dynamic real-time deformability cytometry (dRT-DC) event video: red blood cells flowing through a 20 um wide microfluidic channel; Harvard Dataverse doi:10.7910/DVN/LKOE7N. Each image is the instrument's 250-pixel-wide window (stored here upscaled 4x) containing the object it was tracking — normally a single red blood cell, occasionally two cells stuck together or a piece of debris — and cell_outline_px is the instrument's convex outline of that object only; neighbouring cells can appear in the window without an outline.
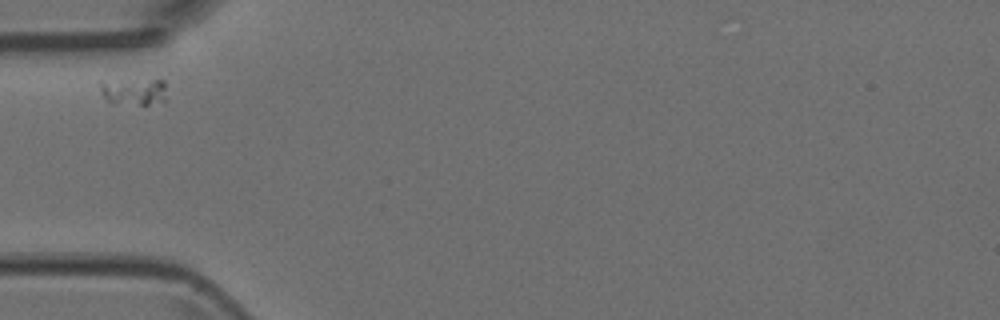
{"species": "Egyptian fruit bat (a non-hibernating species)", "species_latin": "Rousettus aegyptiacus", "temperature_condition": "room temperature", "stored_images_in_passage": 8, "camera_frame_rate_fps": 3000, "um_per_image_px": 0.085, "animal": {"sex": "female"}, "frame": {"image": 1, "passage_image": 1, "time_ms": 0.0, "image_size_px": [1000, 320], "cell_outline_px": [[164, 100], [148, 104], [140, 104], [104, 100], [100, 88], [100, 80], [164, 80]], "centroid_in_image_um": [11.31, 7.74], "position_along_channel_um": 73.7, "area_um2": 10.06}}
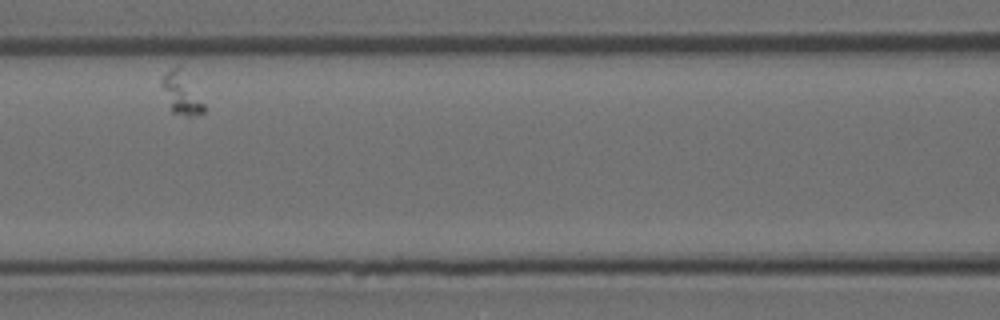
{"frame": {"image": 2, "passage_image": 3, "time_ms": 0.667, "image_size_px": [1000, 320], "cell_outline_px": [[204, 112], [188, 116], [172, 112], [160, 84], [160, 80], [164, 72], [176, 64], [180, 64], [204, 104]], "centroid_in_image_um": [15.37, 7.85], "position_along_channel_um": 151.2, "area_um2": 10.35}}
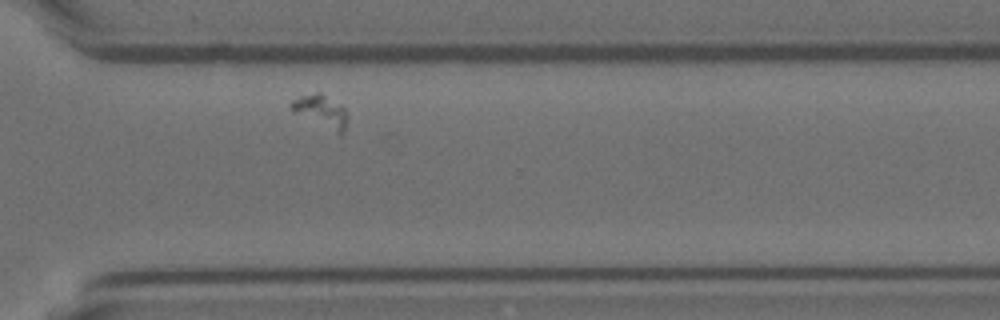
{"frame": {"image": 3, "passage_image": 8, "time_ms": 2.333, "image_size_px": [1000, 320], "cell_outline_px": [[348, 116], [344, 132], [340, 136], [292, 112], [288, 108], [288, 104], [292, 100], [300, 96], [316, 92], [320, 92], [344, 108], [348, 112]], "centroid_in_image_um": [27.27, 9.49], "position_along_channel_um": 343.3, "area_um2": 10.98}}